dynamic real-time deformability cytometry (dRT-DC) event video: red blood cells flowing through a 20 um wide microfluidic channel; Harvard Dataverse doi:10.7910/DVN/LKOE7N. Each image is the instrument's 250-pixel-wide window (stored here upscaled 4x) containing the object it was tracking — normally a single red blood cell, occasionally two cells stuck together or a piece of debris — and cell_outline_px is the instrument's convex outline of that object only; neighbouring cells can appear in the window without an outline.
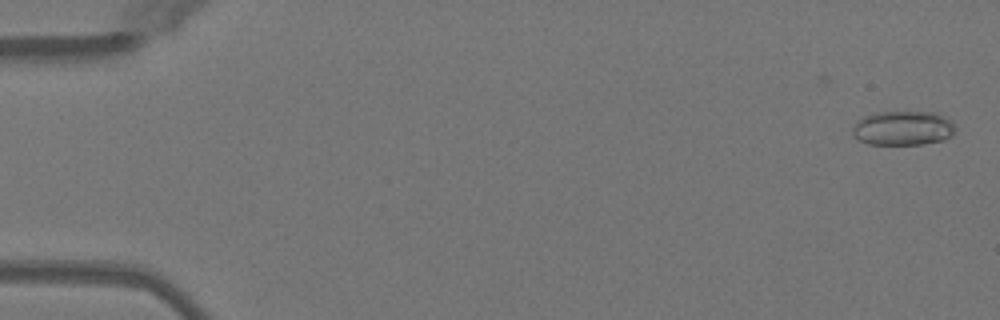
{"species": "Egyptian fruit bat (a non-hibernating species)", "species_latin": "Rousettus aegyptiacus", "temperature_condition": "warm", "stored_images_in_passage": 33, "camera_frame_rate_fps": 3000, "um_per_image_px": 0.085, "animal": {"sex": "female"}, "frame": {"image": 1, "passage_image": 1, "time_ms": 0.0, "image_size_px": [1000, 320], "cell_outline_px": [[952, 136], [944, 140], [924, 144], [868, 144], [852, 136], [852, 128], [864, 116], [872, 112], [936, 112], [952, 120]], "centroid_in_image_um": [76.74, 10.89], "position_along_channel_um": 8.3, "area_um2": 20.58}}
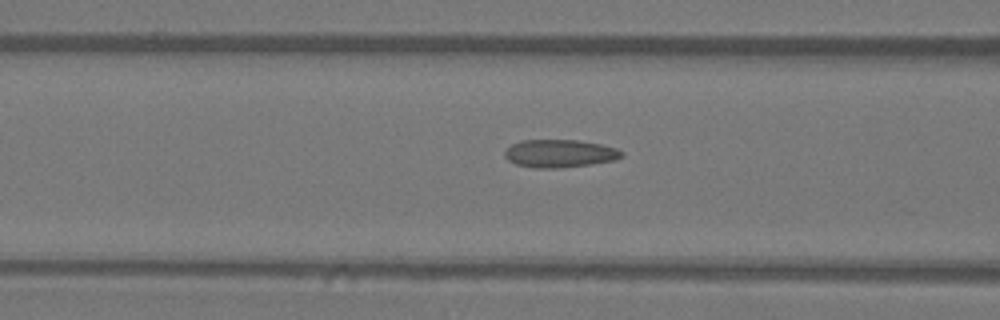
{"frame": {"image": 2, "passage_image": 20, "time_ms": 6.333, "image_size_px": [1000, 320], "cell_outline_px": [[624, 156], [616, 160], [592, 164], [560, 168], [536, 168], [516, 164], [508, 160], [504, 156], [504, 152], [512, 144], [520, 140], [576, 140], [600, 144], [616, 148], [624, 152]], "centroid_in_image_um": [47.59, 13.05], "position_along_channel_um": 119.0, "area_um2": 19.07}}
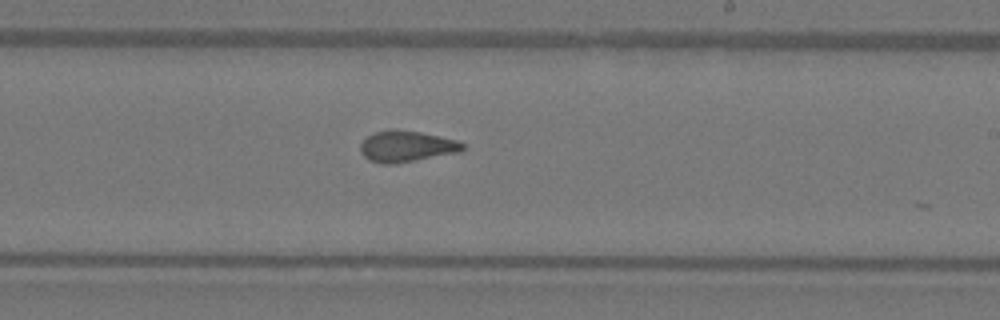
{"frame": {"image": 3, "passage_image": 30, "time_ms": 9.667, "image_size_px": [1000, 320], "cell_outline_px": [[464, 148], [460, 152], [392, 164], [384, 164], [368, 160], [360, 152], [360, 144], [368, 136], [376, 132], [392, 128], [420, 132], [460, 140], [464, 144]], "centroid_in_image_um": [34.56, 12.43], "position_along_channel_um": 254.4, "area_um2": 18.61}}